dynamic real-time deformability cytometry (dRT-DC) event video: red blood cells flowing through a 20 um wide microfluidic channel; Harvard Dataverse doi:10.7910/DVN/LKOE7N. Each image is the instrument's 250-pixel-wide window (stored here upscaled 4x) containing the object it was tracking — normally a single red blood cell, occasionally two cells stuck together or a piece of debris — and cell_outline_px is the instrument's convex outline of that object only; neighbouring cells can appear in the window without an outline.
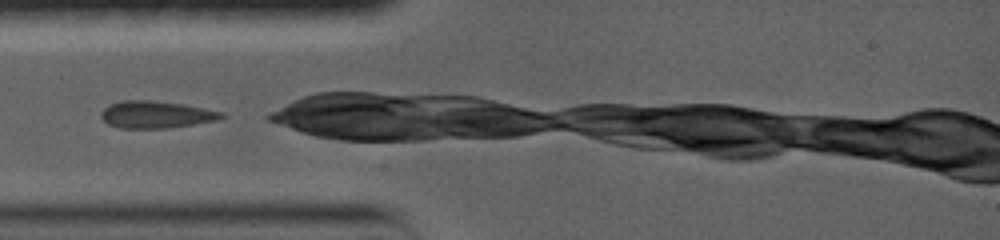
{"species": "common noctule bat (a hibernating species)", "species_latin": "Nyctalus noctula", "temperature_condition": "warm", "stored_images_in_passage": 11, "camera_frame_rate_fps": 5000, "um_per_image_px": 0.085, "animal": {"sex": "female", "body_mass_g": 19.0, "forearm_length_mm": 56.7}, "frame": {"image": 1, "passage_image": 1, "time_ms": 0.0, "image_size_px": [1000, 240], "cell_outline_px": [[228, 116], [216, 120], [168, 128], [120, 128], [108, 124], [100, 116], [100, 112], [108, 104], [120, 100], [148, 100], [184, 104], [224, 112]], "centroid_in_image_um": [13.25, 9.73], "position_along_channel_um": 71.8, "area_um2": 19.13}}